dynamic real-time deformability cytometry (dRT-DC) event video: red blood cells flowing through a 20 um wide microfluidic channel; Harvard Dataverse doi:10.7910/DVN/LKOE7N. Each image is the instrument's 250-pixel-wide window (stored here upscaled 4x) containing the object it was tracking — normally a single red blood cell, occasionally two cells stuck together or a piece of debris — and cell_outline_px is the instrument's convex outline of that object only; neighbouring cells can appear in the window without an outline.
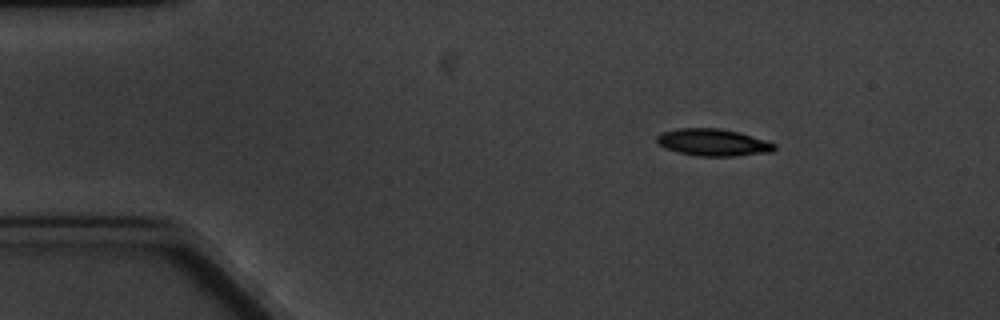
{"species": "common noctule bat (a hibernating species)", "species_latin": "Nyctalus noctula", "temperature_condition": "cold", "stored_images_in_passage": 3, "camera_frame_rate_fps": 3000, "um_per_image_px": 0.085, "animal": {"sex": "male", "body_mass_g": 20.1, "forearm_length_mm": 53.5}, "frame": {"image": 1, "passage_image": 1, "time_ms": 0.0, "image_size_px": [1000, 320], "cell_outline_px": [[776, 148], [772, 152], [732, 156], [696, 156], [664, 148], [656, 144], [656, 136], [660, 132], [680, 128], [720, 128], [740, 132], [776, 144]], "centroid_in_image_um": [60.57, 12.1], "position_along_channel_um": 24.4, "area_um2": 18.67}}